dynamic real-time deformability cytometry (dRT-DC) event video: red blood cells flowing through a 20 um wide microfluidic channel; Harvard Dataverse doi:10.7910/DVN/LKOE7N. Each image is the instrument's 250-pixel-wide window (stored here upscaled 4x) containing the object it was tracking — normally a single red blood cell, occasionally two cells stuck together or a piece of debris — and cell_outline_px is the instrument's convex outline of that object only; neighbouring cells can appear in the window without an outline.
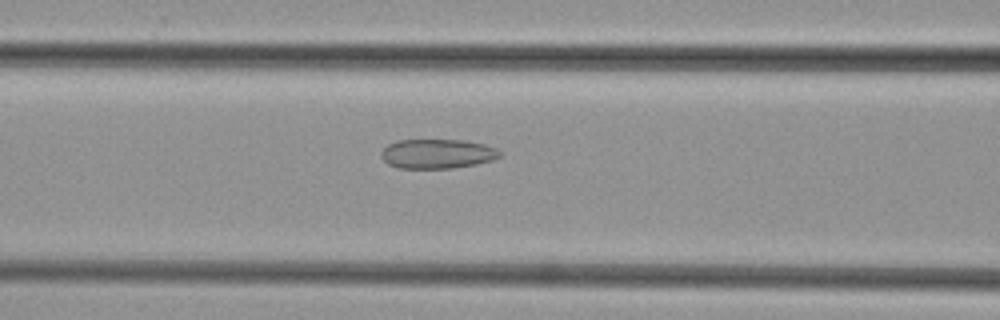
{"species": "common noctule bat (a hibernating species)", "species_latin": "Nyctalus noctula", "temperature_condition": "cold", "stored_images_in_passage": 34, "camera_frame_rate_fps": 3000, "um_per_image_px": 0.085, "animal": {"sex": "female", "body_mass_g": 29.2, "forearm_length_mm": 56.3}, "frame": {"image": 1, "passage_image": 6, "time_ms": 1.667, "image_size_px": [1000, 320], "cell_outline_px": [[500, 156], [492, 160], [476, 164], [452, 168], [396, 168], [388, 164], [380, 156], [380, 152], [388, 144], [396, 140], [464, 140], [484, 144], [496, 148], [500, 152]], "centroid_in_image_um": [37.14, 13.07], "position_along_channel_um": 129.5, "area_um2": 20.4}}
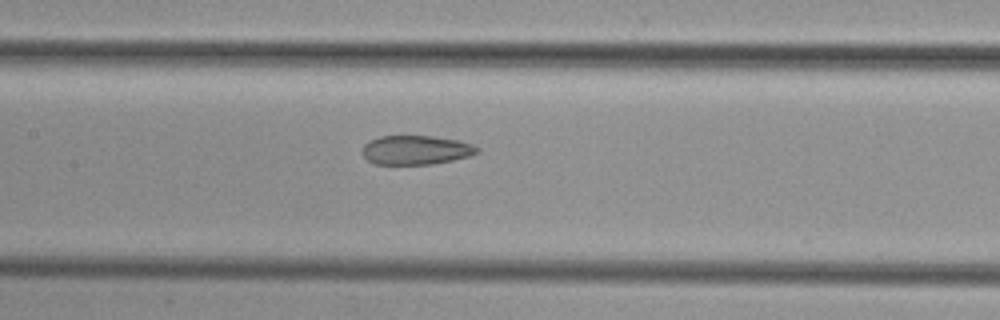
{"frame": {"image": 2, "passage_image": 9, "time_ms": 2.667, "image_size_px": [1000, 320], "cell_outline_px": [[480, 152], [472, 156], [432, 164], [372, 164], [364, 156], [364, 144], [380, 136], [432, 136], [460, 140], [472, 144], [480, 148]], "centroid_in_image_um": [35.42, 12.75], "position_along_channel_um": 172.0, "area_um2": 19.54}}